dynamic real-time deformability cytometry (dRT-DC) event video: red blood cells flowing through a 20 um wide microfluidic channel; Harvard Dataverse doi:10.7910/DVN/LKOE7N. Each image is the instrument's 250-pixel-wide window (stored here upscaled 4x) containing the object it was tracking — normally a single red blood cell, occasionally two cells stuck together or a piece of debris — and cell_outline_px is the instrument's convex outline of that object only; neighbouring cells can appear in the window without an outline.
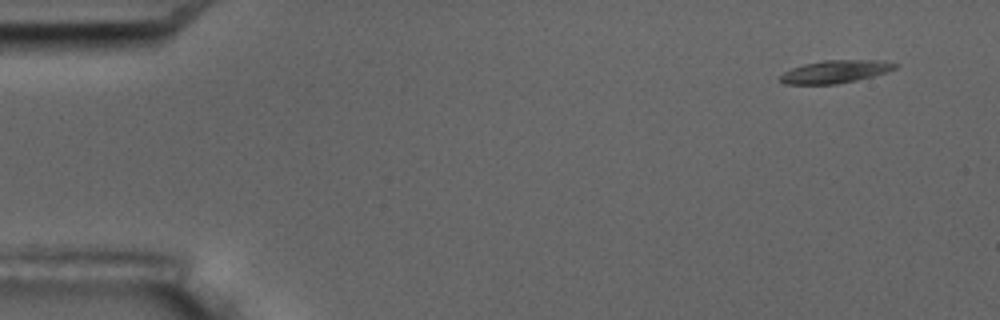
{"species": "common noctule bat (a hibernating species)", "species_latin": "Nyctalus noctula", "temperature_condition": "room temperature", "stored_images_in_passage": 16, "camera_frame_rate_fps": 3000, "um_per_image_px": 0.085, "animal": {"sex": "male", "body_mass_g": 17.5, "forearm_length_mm": 52.3}, "frame": {"image": 1, "passage_image": 1, "time_ms": 0.0, "image_size_px": [1000, 320], "cell_outline_px": [[900, 64], [896, 68], [872, 76], [856, 80], [836, 84], [784, 84], [780, 80], [780, 76], [784, 72], [792, 68], [804, 64], [824, 60], [880, 60]], "centroid_in_image_um": [70.99, 6.08], "position_along_channel_um": 14.0, "area_um2": 15.09}}
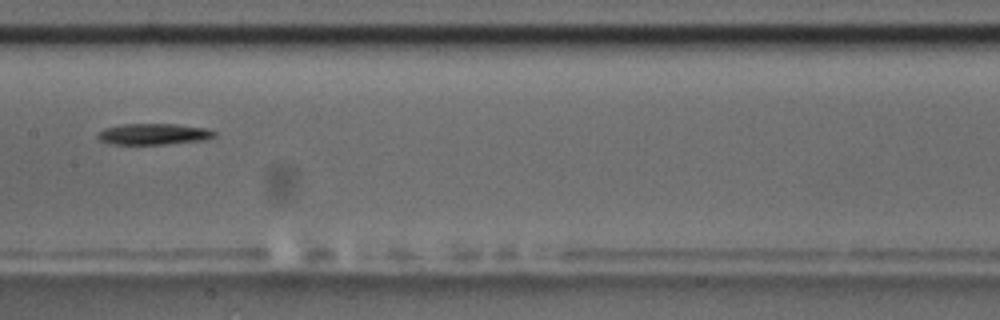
{"frame": {"image": 2, "passage_image": 8, "time_ms": 8.0, "image_size_px": [1000, 320], "cell_outline_px": [[216, 136], [204, 140], [164, 144], [112, 144], [100, 140], [96, 136], [96, 132], [104, 128], [120, 124], [176, 124], [204, 128], [216, 132]], "centroid_in_image_um": [13.01, 11.39], "position_along_channel_um": 194.4, "area_um2": 14.39}}
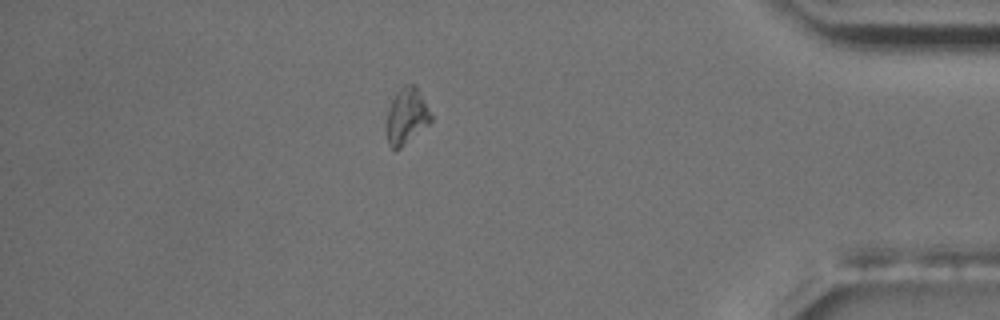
{"frame": {"image": 3, "passage_image": 14, "time_ms": 14.667, "image_size_px": [1000, 320], "cell_outline_px": [[432, 120], [428, 124], [400, 148], [392, 148], [388, 144], [384, 132], [384, 128], [388, 108], [396, 92], [404, 84], [416, 84], [432, 116]], "centroid_in_image_um": [34.51, 9.86], "position_along_channel_um": 400.7, "area_um2": 14.68}, "authors_computed_cell_mechanics": {"area_um2": 14.7679, "velocity_mm_per_s": 3.6632, "shape_relaxation_time_tau1_ms": 7.9796, "shape_relaxation_time_tau2_ms": null, "deformation_change_tau1": 0.1383, "deformation_change_tau2": null}}